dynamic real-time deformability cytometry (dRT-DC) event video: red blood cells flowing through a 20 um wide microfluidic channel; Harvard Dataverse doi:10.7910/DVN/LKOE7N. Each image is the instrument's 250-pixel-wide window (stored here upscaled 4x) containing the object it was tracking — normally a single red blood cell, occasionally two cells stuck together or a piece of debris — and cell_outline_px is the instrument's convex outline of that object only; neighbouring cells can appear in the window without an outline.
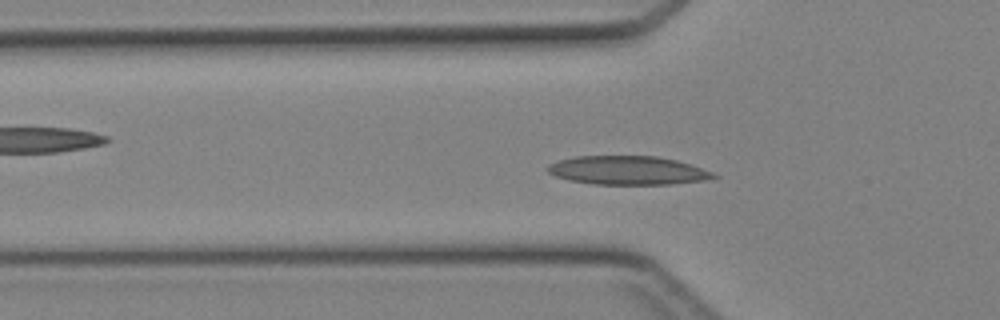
{"species": "Egyptian fruit bat (a non-hibernating species)", "species_latin": "Rousettus aegyptiacus", "temperature_condition": "cold", "stored_images_in_passage": 38, "camera_frame_rate_fps": 3000, "um_per_image_px": 0.085, "animal": {"sex": "female"}, "frame": {"image": 1, "passage_image": 14, "time_ms": 4.333, "image_size_px": [1000, 320], "cell_outline_px": [[720, 176], [704, 180], [672, 184], [592, 184], [568, 180], [556, 176], [548, 172], [548, 164], [560, 160], [576, 156], [656, 156], [676, 160], [712, 172]], "centroid_in_image_um": [53.33, 14.48], "position_along_channel_um": 72.5, "area_um2": 27.51}}
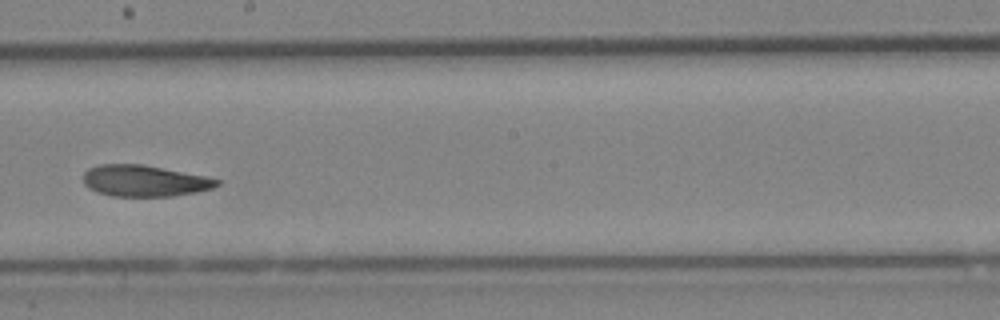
{"frame": {"image": 2, "passage_image": 25, "time_ms": 8.0, "image_size_px": [1000, 320], "cell_outline_px": [[220, 184], [212, 188], [196, 192], [172, 196], [112, 196], [96, 192], [88, 188], [84, 184], [84, 172], [88, 168], [100, 164], [140, 164], [204, 176], [220, 180]], "centroid_in_image_um": [12.23, 15.37], "position_along_channel_um": 236.0, "area_um2": 24.22}}
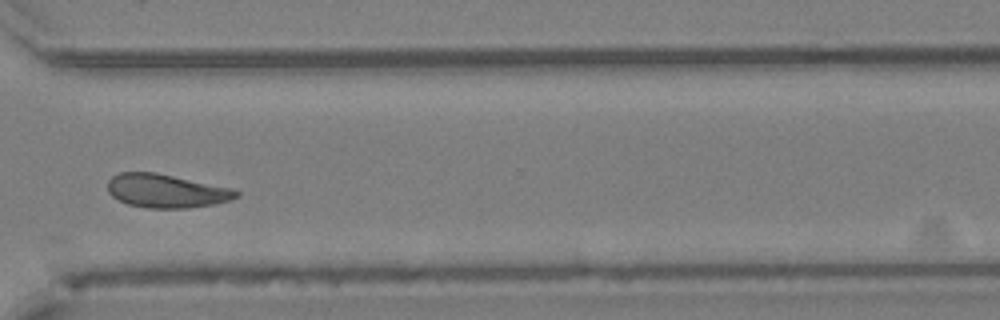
{"frame": {"image": 3, "passage_image": 33, "time_ms": 10.667, "image_size_px": [1000, 320], "cell_outline_px": [[240, 196], [232, 200], [212, 204], [184, 208], [148, 208], [128, 204], [112, 196], [108, 192], [108, 180], [112, 176], [120, 172], [156, 172], [228, 188], [240, 192]], "centroid_in_image_um": [14.1, 16.23], "position_along_channel_um": 356.5, "area_um2": 24.85}}